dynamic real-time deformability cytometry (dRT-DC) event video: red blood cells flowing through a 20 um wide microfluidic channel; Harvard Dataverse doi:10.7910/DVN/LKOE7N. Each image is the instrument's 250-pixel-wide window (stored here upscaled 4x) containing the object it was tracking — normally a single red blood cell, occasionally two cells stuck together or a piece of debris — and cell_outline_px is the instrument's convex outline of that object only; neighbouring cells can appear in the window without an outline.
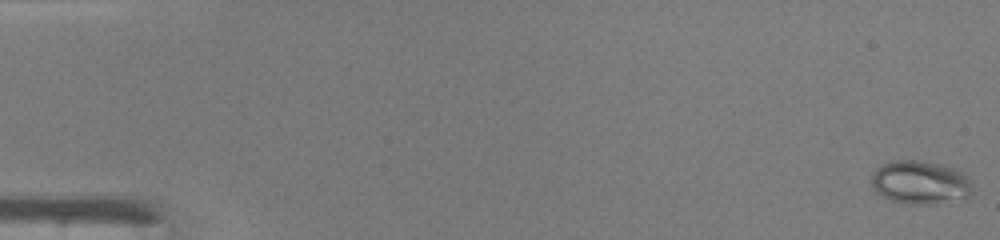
{"species": "common noctule bat (a hibernating species)", "species_latin": "Nyctalus noctula", "temperature_condition": "warm", "stored_images_in_passage": 48, "camera_frame_rate_fps": 3000, "um_per_image_px": 0.085, "animal": {"sex": "male", "body_mass_g": 19.0, "forearm_length_mm": 50.8}, "frame": {"image": 1, "passage_image": 1, "time_ms": 0.0, "image_size_px": [1000, 240], "cell_outline_px": [[968, 196], [928, 204], [912, 204], [892, 200], [876, 192], [872, 184], [872, 176], [876, 168], [880, 164], [892, 160], [920, 160], [940, 164], [952, 168], [960, 172], [968, 180]], "centroid_in_image_um": [78.1, 15.47], "position_along_channel_um": 6.9, "area_um2": 24.68}}
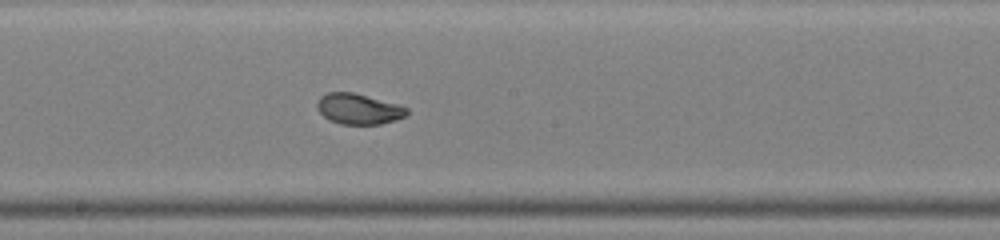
{"frame": {"image": 2, "passage_image": 27, "time_ms": 8.667, "image_size_px": [1000, 240], "cell_outline_px": [[408, 112], [404, 116], [396, 120], [380, 124], [340, 124], [328, 120], [316, 108], [316, 104], [320, 96], [328, 92], [352, 92], [400, 104], [408, 108]], "centroid_in_image_um": [30.47, 9.25], "position_along_channel_um": 217.7, "area_um2": 16.13}}
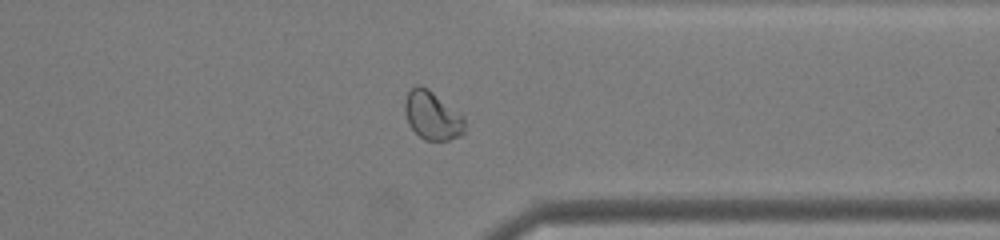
{"frame": {"image": 3, "passage_image": 38, "time_ms": 12.333, "image_size_px": [1000, 240], "cell_outline_px": [[464, 132], [460, 136], [448, 140], [424, 140], [408, 124], [404, 112], [404, 100], [408, 92], [416, 84], [420, 84], [428, 88], [464, 116]], "centroid_in_image_um": [36.72, 9.8], "position_along_channel_um": 374.7, "area_um2": 16.99}, "authors_computed_cell_mechanics": {"area_um2": 18.2648, "velocity_mm_per_s": 4.3148, "shape_relaxation_time_tau1_ms": 6.3289, "shape_relaxation_time_tau2_ms": 0.9177, "deformation_change_tau1": 0.2416, "deformation_change_tau2": 0.0298}}